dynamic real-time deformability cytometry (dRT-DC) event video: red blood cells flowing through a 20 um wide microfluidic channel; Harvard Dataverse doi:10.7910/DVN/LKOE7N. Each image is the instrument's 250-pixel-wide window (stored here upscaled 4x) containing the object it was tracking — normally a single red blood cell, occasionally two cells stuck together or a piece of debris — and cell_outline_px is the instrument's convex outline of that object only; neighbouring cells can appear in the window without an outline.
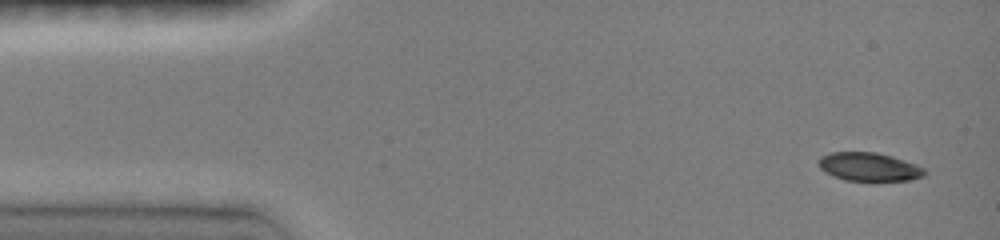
{"species": "common noctule bat (a hibernating species)", "species_latin": "Nyctalus noctula", "temperature_condition": "room temperature", "stored_images_in_passage": 6, "camera_frame_rate_fps": 3000, "um_per_image_px": 0.085, "animal": {"sex": "female", "body_mass_g": 19.0, "forearm_length_mm": 51.5}, "frame": {"image": 1, "passage_image": 1, "time_ms": 0.0, "image_size_px": [1000, 240], "cell_outline_px": [[924, 176], [908, 180], [844, 180], [824, 172], [820, 168], [820, 156], [828, 152], [876, 152], [892, 156], [916, 164], [924, 168]], "centroid_in_image_um": [73.85, 14.17], "position_along_channel_um": 11.2, "area_um2": 17.4}}
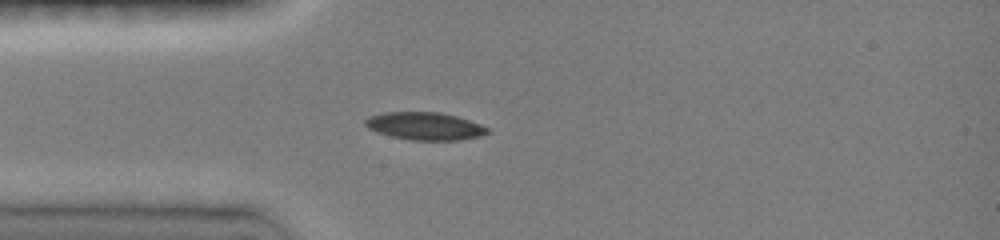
{"frame": {"image": 2, "passage_image": 5, "time_ms": 3.333, "image_size_px": [1000, 240], "cell_outline_px": [[488, 132], [480, 136], [460, 140], [412, 140], [392, 136], [376, 132], [368, 128], [364, 124], [364, 120], [368, 116], [384, 112], [440, 112], [456, 116], [480, 124], [488, 128]], "centroid_in_image_um": [36.07, 10.71], "position_along_channel_um": 48.9, "area_um2": 19.65}}